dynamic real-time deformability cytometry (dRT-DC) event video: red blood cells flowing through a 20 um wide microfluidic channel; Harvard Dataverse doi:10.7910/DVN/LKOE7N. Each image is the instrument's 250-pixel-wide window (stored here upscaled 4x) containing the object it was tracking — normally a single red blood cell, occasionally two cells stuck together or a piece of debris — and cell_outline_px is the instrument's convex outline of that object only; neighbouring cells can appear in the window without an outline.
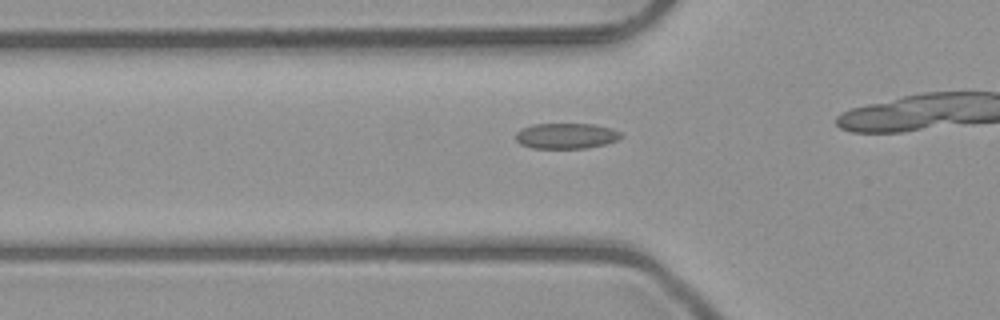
{"species": "common noctule bat (a hibernating species)", "species_latin": "Nyctalus noctula", "temperature_condition": "room temperature", "stored_images_in_passage": 16, "camera_frame_rate_fps": 3000, "um_per_image_px": 0.085, "animal": {"sex": "male", "body_mass_g": 23.1, "forearm_length_mm": 52.7}, "frame": {"image": 1, "passage_image": 12, "time_ms": 3.667, "image_size_px": [1000, 320], "cell_outline_px": [[624, 136], [616, 140], [604, 144], [584, 148], [532, 148], [520, 144], [516, 140], [516, 132], [520, 128], [532, 124], [596, 124], [612, 128], [620, 132]], "centroid_in_image_um": [48.11, 11.54], "position_along_channel_um": 77.7, "area_um2": 15.78}}